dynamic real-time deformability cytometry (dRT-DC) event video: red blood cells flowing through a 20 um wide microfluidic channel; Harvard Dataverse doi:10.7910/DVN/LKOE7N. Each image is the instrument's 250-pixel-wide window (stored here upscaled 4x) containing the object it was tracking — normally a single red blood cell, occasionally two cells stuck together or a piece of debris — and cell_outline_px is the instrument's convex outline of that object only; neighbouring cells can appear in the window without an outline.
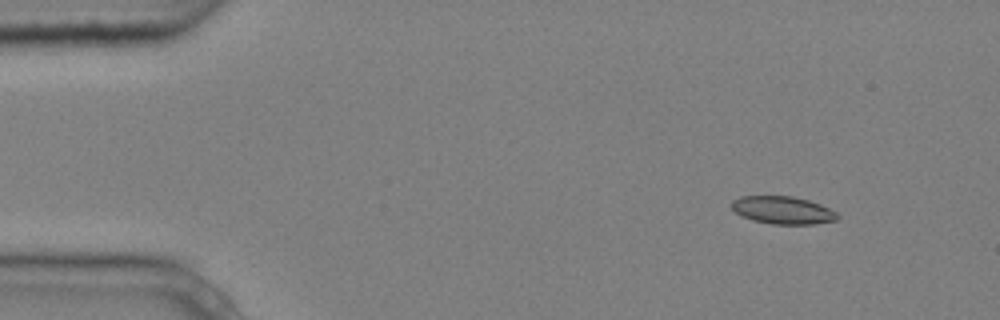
{"species": "common noctule bat (a hibernating species)", "species_latin": "Nyctalus noctula", "temperature_condition": "cold", "stored_images_in_passage": 6, "camera_frame_rate_fps": 3000, "um_per_image_px": 0.085, "animal": {"sex": "male", "body_mass_g": 20.4}, "frame": {"image": 1, "passage_image": 2, "time_ms": 0.333, "image_size_px": [1000, 320], "cell_outline_px": [[840, 216], [836, 220], [812, 224], [772, 224], [752, 220], [740, 216], [732, 208], [732, 200], [740, 196], [792, 196], [808, 200], [820, 204], [836, 212]], "centroid_in_image_um": [66.52, 17.86], "position_along_channel_um": 18.5, "area_um2": 17.05}}
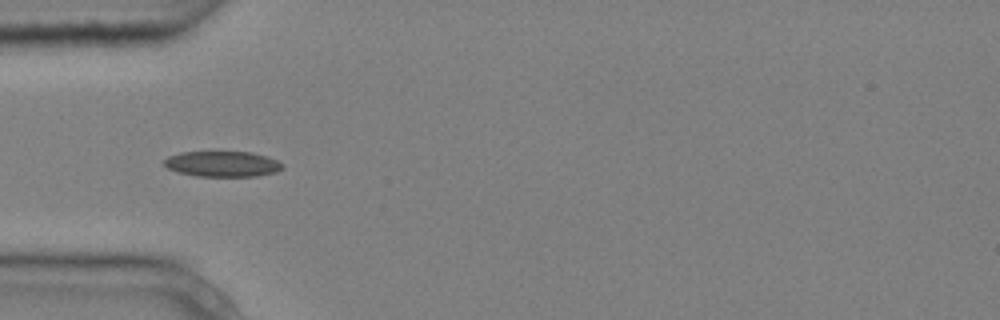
{"frame": {"image": 2, "passage_image": 5, "time_ms": 1.333, "image_size_px": [1000, 320], "cell_outline_px": [[284, 168], [276, 172], [256, 176], [196, 176], [176, 172], [168, 168], [164, 164], [164, 160], [168, 156], [180, 152], [252, 152], [268, 156], [284, 164]], "centroid_in_image_um": [18.92, 13.93], "position_along_channel_um": 66.1, "area_um2": 17.74}}
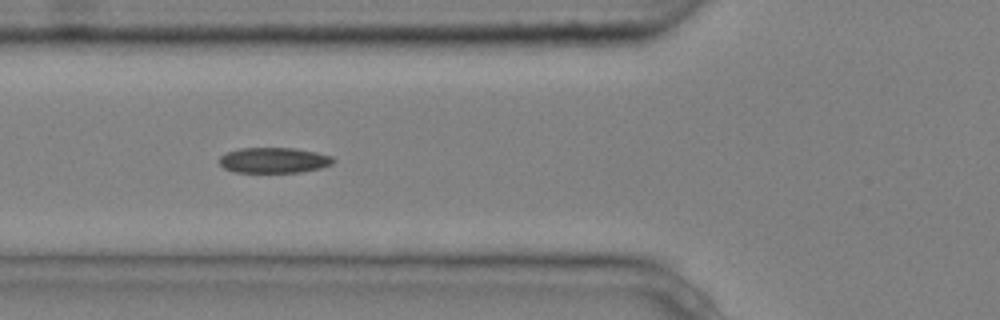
{"frame": {"image": 3, "passage_image": 6, "time_ms": 1.667, "image_size_px": [1000, 320], "cell_outline_px": [[336, 160], [332, 164], [320, 168], [300, 172], [236, 172], [224, 168], [220, 164], [220, 156], [228, 152], [240, 148], [296, 148], [316, 152], [332, 156]], "centroid_in_image_um": [23.31, 13.62], "position_along_channel_um": 102.5, "area_um2": 16.88}}